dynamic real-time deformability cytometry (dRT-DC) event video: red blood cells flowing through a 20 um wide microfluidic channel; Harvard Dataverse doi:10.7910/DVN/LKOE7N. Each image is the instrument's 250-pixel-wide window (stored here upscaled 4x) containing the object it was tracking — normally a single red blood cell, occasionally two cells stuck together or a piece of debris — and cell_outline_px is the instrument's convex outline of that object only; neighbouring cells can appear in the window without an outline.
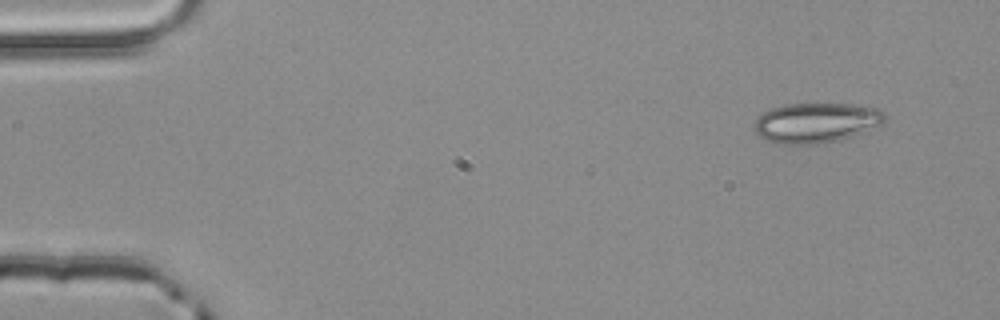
{"species": "common noctule bat (a hibernating species)", "species_latin": "Nyctalus noctula", "temperature_condition": "room temperature", "stored_images_in_passage": 4, "camera_frame_rate_fps": 3000, "um_per_image_px": 0.085, "animal": {"sex": "male", "body_mass_g": 20.4}, "frame": {"image": 1, "passage_image": 1, "time_ms": 0.0, "image_size_px": [1000, 320], "cell_outline_px": [[888, 120], [880, 124], [852, 136], [840, 140], [816, 144], [776, 144], [764, 140], [752, 128], [756, 120], [764, 112], [772, 108], [784, 104], [856, 104], [876, 108], [884, 112], [888, 116]], "centroid_in_image_um": [69.37, 10.43], "position_along_channel_um": 15.6, "area_um2": 30.58}}